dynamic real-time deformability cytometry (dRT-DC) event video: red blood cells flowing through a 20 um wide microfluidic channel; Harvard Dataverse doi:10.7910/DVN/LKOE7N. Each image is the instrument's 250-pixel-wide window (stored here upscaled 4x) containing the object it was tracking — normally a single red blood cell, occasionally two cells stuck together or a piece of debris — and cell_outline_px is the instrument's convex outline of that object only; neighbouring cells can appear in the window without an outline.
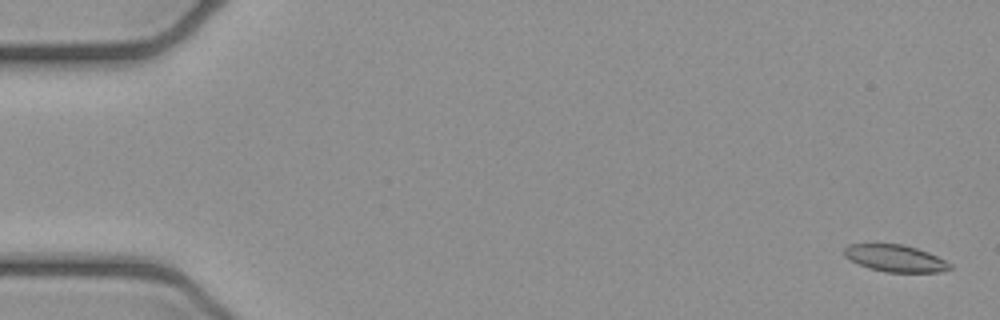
{"species": "common noctule bat (a hibernating species)", "species_latin": "Nyctalus noctula", "temperature_condition": "cold", "stored_images_in_passage": 6, "camera_frame_rate_fps": 3000, "um_per_image_px": 0.085, "animal": {"sex": "female", "body_mass_g": 21.9}, "frame": {"image": 1, "passage_image": 1, "time_ms": 0.0, "image_size_px": [1000, 320], "cell_outline_px": [[952, 268], [940, 272], [884, 272], [868, 268], [844, 256], [844, 248], [848, 244], [900, 244], [916, 248], [928, 252], [952, 264]], "centroid_in_image_um": [76.1, 21.96], "position_along_channel_um": 8.9, "area_um2": 16.47}}